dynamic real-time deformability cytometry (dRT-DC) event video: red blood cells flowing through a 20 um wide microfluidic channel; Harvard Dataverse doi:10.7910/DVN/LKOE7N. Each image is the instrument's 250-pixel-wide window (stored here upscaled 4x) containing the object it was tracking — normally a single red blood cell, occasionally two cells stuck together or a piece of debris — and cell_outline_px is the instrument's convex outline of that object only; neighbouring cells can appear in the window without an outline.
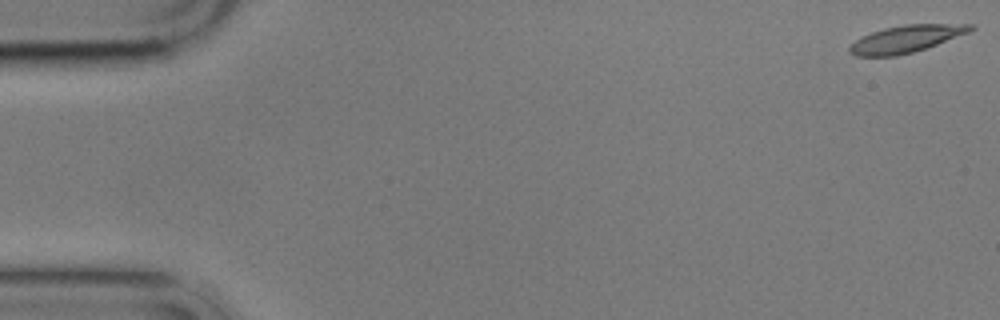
{"species": "common noctule bat (a hibernating species)", "species_latin": "Nyctalus noctula", "temperature_condition": "cold", "stored_images_in_passage": 6, "camera_frame_rate_fps": 3000, "um_per_image_px": 0.085, "animal": {"sex": "male", "body_mass_g": 17.9}, "frame": {"image": 1, "passage_image": 1, "time_ms": 0.0, "image_size_px": [1000, 320], "cell_outline_px": [[976, 28], [968, 32], [936, 44], [912, 52], [896, 56], [856, 56], [848, 52], [848, 48], [860, 36], [884, 28], [904, 24], [972, 24]], "centroid_in_image_um": [76.97, 3.3], "position_along_channel_um": 8.0, "area_um2": 18.9}}